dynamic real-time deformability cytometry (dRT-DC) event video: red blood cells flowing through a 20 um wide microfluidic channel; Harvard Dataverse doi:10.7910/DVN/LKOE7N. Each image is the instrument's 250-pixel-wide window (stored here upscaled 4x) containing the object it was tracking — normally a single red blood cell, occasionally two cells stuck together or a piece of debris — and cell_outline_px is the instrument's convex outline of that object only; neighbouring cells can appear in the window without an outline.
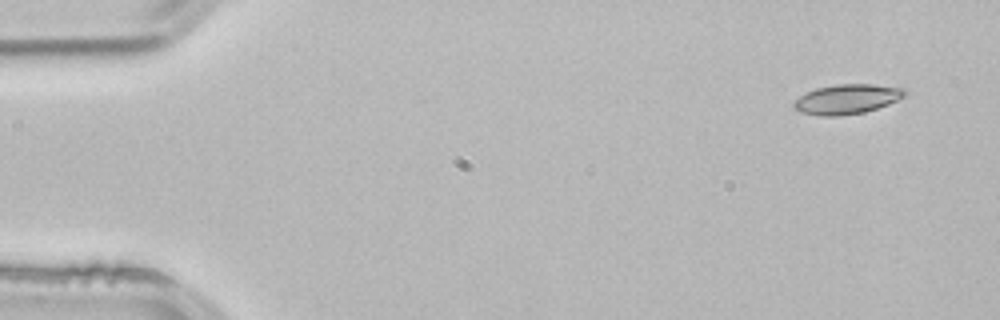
{"species": "common noctule bat (a hibernating species)", "species_latin": "Nyctalus noctula", "temperature_condition": "room temperature", "stored_images_in_passage": 2, "camera_frame_rate_fps": 3000, "um_per_image_px": 0.085, "animal": {"sex": "male", "body_mass_g": 21.5, "forearm_length_mm": 52.0}, "frame": {"image": 1, "passage_image": 1, "time_ms": 0.0, "image_size_px": [1000, 320], "cell_outline_px": [[908, 92], [904, 96], [888, 104], [864, 112], [840, 116], [820, 116], [800, 112], [792, 108], [792, 100], [816, 88], [836, 84], [872, 84], [904, 88]], "centroid_in_image_um": [71.94, 8.43], "position_along_channel_um": 13.1, "area_um2": 19.31}}